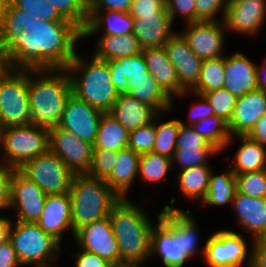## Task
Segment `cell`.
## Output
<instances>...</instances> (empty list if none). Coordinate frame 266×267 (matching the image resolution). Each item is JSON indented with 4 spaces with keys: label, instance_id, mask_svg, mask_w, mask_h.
<instances>
[{
    "label": "cell",
    "instance_id": "6da1fadb",
    "mask_svg": "<svg viewBox=\"0 0 266 267\" xmlns=\"http://www.w3.org/2000/svg\"><path fill=\"white\" fill-rule=\"evenodd\" d=\"M81 38L72 22L37 19L10 2L0 30L11 68L22 70L66 69Z\"/></svg>",
    "mask_w": 266,
    "mask_h": 267
},
{
    "label": "cell",
    "instance_id": "7a4b0ae2",
    "mask_svg": "<svg viewBox=\"0 0 266 267\" xmlns=\"http://www.w3.org/2000/svg\"><path fill=\"white\" fill-rule=\"evenodd\" d=\"M32 73L42 75L34 79ZM71 94L72 84L66 69L28 70L31 123L48 129L58 126Z\"/></svg>",
    "mask_w": 266,
    "mask_h": 267
},
{
    "label": "cell",
    "instance_id": "3957f363",
    "mask_svg": "<svg viewBox=\"0 0 266 267\" xmlns=\"http://www.w3.org/2000/svg\"><path fill=\"white\" fill-rule=\"evenodd\" d=\"M109 218L116 237L121 264H142L150 255L153 223L142 208L121 198L110 210Z\"/></svg>",
    "mask_w": 266,
    "mask_h": 267
},
{
    "label": "cell",
    "instance_id": "277c9868",
    "mask_svg": "<svg viewBox=\"0 0 266 267\" xmlns=\"http://www.w3.org/2000/svg\"><path fill=\"white\" fill-rule=\"evenodd\" d=\"M66 70L71 79L73 95L104 113L112 109L119 91L111 82L108 61L93 56L86 64L76 53Z\"/></svg>",
    "mask_w": 266,
    "mask_h": 267
},
{
    "label": "cell",
    "instance_id": "5b68a950",
    "mask_svg": "<svg viewBox=\"0 0 266 267\" xmlns=\"http://www.w3.org/2000/svg\"><path fill=\"white\" fill-rule=\"evenodd\" d=\"M73 235L81 227L109 216L110 210L121 199L105 179L75 174L69 191Z\"/></svg>",
    "mask_w": 266,
    "mask_h": 267
},
{
    "label": "cell",
    "instance_id": "8992f818",
    "mask_svg": "<svg viewBox=\"0 0 266 267\" xmlns=\"http://www.w3.org/2000/svg\"><path fill=\"white\" fill-rule=\"evenodd\" d=\"M0 143L6 155L0 164L20 169L49 150V129L32 123L7 127L0 132Z\"/></svg>",
    "mask_w": 266,
    "mask_h": 267
},
{
    "label": "cell",
    "instance_id": "52a82bcc",
    "mask_svg": "<svg viewBox=\"0 0 266 267\" xmlns=\"http://www.w3.org/2000/svg\"><path fill=\"white\" fill-rule=\"evenodd\" d=\"M9 240L21 265L51 266L48 261L56 256L60 248V242L35 222L12 223Z\"/></svg>",
    "mask_w": 266,
    "mask_h": 267
},
{
    "label": "cell",
    "instance_id": "ba28073f",
    "mask_svg": "<svg viewBox=\"0 0 266 267\" xmlns=\"http://www.w3.org/2000/svg\"><path fill=\"white\" fill-rule=\"evenodd\" d=\"M0 123L2 129L31 123L28 70L11 69L0 78Z\"/></svg>",
    "mask_w": 266,
    "mask_h": 267
},
{
    "label": "cell",
    "instance_id": "9c48e42d",
    "mask_svg": "<svg viewBox=\"0 0 266 267\" xmlns=\"http://www.w3.org/2000/svg\"><path fill=\"white\" fill-rule=\"evenodd\" d=\"M19 170L38 185L46 195L69 193L75 175L50 150L26 162Z\"/></svg>",
    "mask_w": 266,
    "mask_h": 267
},
{
    "label": "cell",
    "instance_id": "30bf717a",
    "mask_svg": "<svg viewBox=\"0 0 266 267\" xmlns=\"http://www.w3.org/2000/svg\"><path fill=\"white\" fill-rule=\"evenodd\" d=\"M93 145L58 126L49 128V150L74 174L87 173L92 163Z\"/></svg>",
    "mask_w": 266,
    "mask_h": 267
},
{
    "label": "cell",
    "instance_id": "8fae6325",
    "mask_svg": "<svg viewBox=\"0 0 266 267\" xmlns=\"http://www.w3.org/2000/svg\"><path fill=\"white\" fill-rule=\"evenodd\" d=\"M74 237L79 249L98 255L112 266L121 264L119 246L109 216L81 227Z\"/></svg>",
    "mask_w": 266,
    "mask_h": 267
},
{
    "label": "cell",
    "instance_id": "7c38bea8",
    "mask_svg": "<svg viewBox=\"0 0 266 267\" xmlns=\"http://www.w3.org/2000/svg\"><path fill=\"white\" fill-rule=\"evenodd\" d=\"M201 250L210 267H241L248 258L242 235L231 230L215 232Z\"/></svg>",
    "mask_w": 266,
    "mask_h": 267
},
{
    "label": "cell",
    "instance_id": "4fadbf2b",
    "mask_svg": "<svg viewBox=\"0 0 266 267\" xmlns=\"http://www.w3.org/2000/svg\"><path fill=\"white\" fill-rule=\"evenodd\" d=\"M104 112L71 94L66 102L58 127L70 131L85 142L95 143Z\"/></svg>",
    "mask_w": 266,
    "mask_h": 267
},
{
    "label": "cell",
    "instance_id": "5bb4252c",
    "mask_svg": "<svg viewBox=\"0 0 266 267\" xmlns=\"http://www.w3.org/2000/svg\"><path fill=\"white\" fill-rule=\"evenodd\" d=\"M46 194L19 169H14L10 208L17 211L16 221L37 222L42 214Z\"/></svg>",
    "mask_w": 266,
    "mask_h": 267
},
{
    "label": "cell",
    "instance_id": "9a60e30c",
    "mask_svg": "<svg viewBox=\"0 0 266 267\" xmlns=\"http://www.w3.org/2000/svg\"><path fill=\"white\" fill-rule=\"evenodd\" d=\"M164 47L178 74L179 95L188 92L197 84L203 60L194 54L181 33H174Z\"/></svg>",
    "mask_w": 266,
    "mask_h": 267
},
{
    "label": "cell",
    "instance_id": "2e32d148",
    "mask_svg": "<svg viewBox=\"0 0 266 267\" xmlns=\"http://www.w3.org/2000/svg\"><path fill=\"white\" fill-rule=\"evenodd\" d=\"M222 22L221 24L218 21L189 23L187 24L189 29L181 33L198 58L208 60L222 56L224 30L226 29L224 21Z\"/></svg>",
    "mask_w": 266,
    "mask_h": 267
},
{
    "label": "cell",
    "instance_id": "e0dca14e",
    "mask_svg": "<svg viewBox=\"0 0 266 267\" xmlns=\"http://www.w3.org/2000/svg\"><path fill=\"white\" fill-rule=\"evenodd\" d=\"M266 17L265 0H229L223 19L228 31L255 34Z\"/></svg>",
    "mask_w": 266,
    "mask_h": 267
},
{
    "label": "cell",
    "instance_id": "ac0fdd59",
    "mask_svg": "<svg viewBox=\"0 0 266 267\" xmlns=\"http://www.w3.org/2000/svg\"><path fill=\"white\" fill-rule=\"evenodd\" d=\"M161 255L165 267H182L191 257L184 250L183 237L158 216V224L151 229L150 255Z\"/></svg>",
    "mask_w": 266,
    "mask_h": 267
},
{
    "label": "cell",
    "instance_id": "d6986e66",
    "mask_svg": "<svg viewBox=\"0 0 266 267\" xmlns=\"http://www.w3.org/2000/svg\"><path fill=\"white\" fill-rule=\"evenodd\" d=\"M266 113V91L255 90L237 97L230 122L232 136L248 135L260 117Z\"/></svg>",
    "mask_w": 266,
    "mask_h": 267
},
{
    "label": "cell",
    "instance_id": "ffe728a7",
    "mask_svg": "<svg viewBox=\"0 0 266 267\" xmlns=\"http://www.w3.org/2000/svg\"><path fill=\"white\" fill-rule=\"evenodd\" d=\"M224 89L236 97L258 89L257 66L243 53L224 57Z\"/></svg>",
    "mask_w": 266,
    "mask_h": 267
},
{
    "label": "cell",
    "instance_id": "44dd1931",
    "mask_svg": "<svg viewBox=\"0 0 266 267\" xmlns=\"http://www.w3.org/2000/svg\"><path fill=\"white\" fill-rule=\"evenodd\" d=\"M36 223L59 242H61L62 233L66 229L71 228L73 233L69 193L46 195L41 217Z\"/></svg>",
    "mask_w": 266,
    "mask_h": 267
},
{
    "label": "cell",
    "instance_id": "7402d4cb",
    "mask_svg": "<svg viewBox=\"0 0 266 267\" xmlns=\"http://www.w3.org/2000/svg\"><path fill=\"white\" fill-rule=\"evenodd\" d=\"M134 18L133 34L139 41L142 50L158 48L174 34L171 32L170 15L132 16Z\"/></svg>",
    "mask_w": 266,
    "mask_h": 267
},
{
    "label": "cell",
    "instance_id": "603a6c76",
    "mask_svg": "<svg viewBox=\"0 0 266 267\" xmlns=\"http://www.w3.org/2000/svg\"><path fill=\"white\" fill-rule=\"evenodd\" d=\"M232 207L246 231L252 232L254 240L266 234V198H252L237 191Z\"/></svg>",
    "mask_w": 266,
    "mask_h": 267
},
{
    "label": "cell",
    "instance_id": "cb8c5ba5",
    "mask_svg": "<svg viewBox=\"0 0 266 267\" xmlns=\"http://www.w3.org/2000/svg\"><path fill=\"white\" fill-rule=\"evenodd\" d=\"M149 74L155 78L163 90L172 96H184L187 92L179 95V78L174 65L168 58L164 46L142 50Z\"/></svg>",
    "mask_w": 266,
    "mask_h": 267
},
{
    "label": "cell",
    "instance_id": "d4e9b609",
    "mask_svg": "<svg viewBox=\"0 0 266 267\" xmlns=\"http://www.w3.org/2000/svg\"><path fill=\"white\" fill-rule=\"evenodd\" d=\"M108 113L129 132L149 124L158 114L152 107L127 93H119Z\"/></svg>",
    "mask_w": 266,
    "mask_h": 267
},
{
    "label": "cell",
    "instance_id": "484cf974",
    "mask_svg": "<svg viewBox=\"0 0 266 267\" xmlns=\"http://www.w3.org/2000/svg\"><path fill=\"white\" fill-rule=\"evenodd\" d=\"M103 10H88L89 20L83 31V38L95 34L103 27L105 35H126L133 33L134 18L129 12Z\"/></svg>",
    "mask_w": 266,
    "mask_h": 267
},
{
    "label": "cell",
    "instance_id": "4316f807",
    "mask_svg": "<svg viewBox=\"0 0 266 267\" xmlns=\"http://www.w3.org/2000/svg\"><path fill=\"white\" fill-rule=\"evenodd\" d=\"M127 80L129 88L125 93L129 96L149 105L158 114L170 110L173 102L172 98L150 74L147 76L130 77Z\"/></svg>",
    "mask_w": 266,
    "mask_h": 267
},
{
    "label": "cell",
    "instance_id": "83f0119b",
    "mask_svg": "<svg viewBox=\"0 0 266 267\" xmlns=\"http://www.w3.org/2000/svg\"><path fill=\"white\" fill-rule=\"evenodd\" d=\"M117 156L116 163L105 181L120 198H126V192L138 176L140 154L127 147L119 150Z\"/></svg>",
    "mask_w": 266,
    "mask_h": 267
},
{
    "label": "cell",
    "instance_id": "f1b7e54d",
    "mask_svg": "<svg viewBox=\"0 0 266 267\" xmlns=\"http://www.w3.org/2000/svg\"><path fill=\"white\" fill-rule=\"evenodd\" d=\"M190 210L183 212L180 209H174L165 205L160 215L161 218L173 229L180 237H183L184 250L192 258L197 254V228L195 220L189 216Z\"/></svg>",
    "mask_w": 266,
    "mask_h": 267
},
{
    "label": "cell",
    "instance_id": "f546056e",
    "mask_svg": "<svg viewBox=\"0 0 266 267\" xmlns=\"http://www.w3.org/2000/svg\"><path fill=\"white\" fill-rule=\"evenodd\" d=\"M98 47L93 55L103 61L130 57L142 52L139 41L133 33L126 35H101Z\"/></svg>",
    "mask_w": 266,
    "mask_h": 267
},
{
    "label": "cell",
    "instance_id": "4dcf8cb0",
    "mask_svg": "<svg viewBox=\"0 0 266 267\" xmlns=\"http://www.w3.org/2000/svg\"><path fill=\"white\" fill-rule=\"evenodd\" d=\"M241 140L231 169L235 175L266 169V148L248 135L236 136Z\"/></svg>",
    "mask_w": 266,
    "mask_h": 267
},
{
    "label": "cell",
    "instance_id": "1f68e13d",
    "mask_svg": "<svg viewBox=\"0 0 266 267\" xmlns=\"http://www.w3.org/2000/svg\"><path fill=\"white\" fill-rule=\"evenodd\" d=\"M109 62L111 82L119 93H125L129 88L127 78L147 76L149 74L143 53L130 57L112 59Z\"/></svg>",
    "mask_w": 266,
    "mask_h": 267
},
{
    "label": "cell",
    "instance_id": "d6a6232c",
    "mask_svg": "<svg viewBox=\"0 0 266 267\" xmlns=\"http://www.w3.org/2000/svg\"><path fill=\"white\" fill-rule=\"evenodd\" d=\"M129 131L107 113L101 117L94 149L119 151L128 147Z\"/></svg>",
    "mask_w": 266,
    "mask_h": 267
},
{
    "label": "cell",
    "instance_id": "836d02e7",
    "mask_svg": "<svg viewBox=\"0 0 266 267\" xmlns=\"http://www.w3.org/2000/svg\"><path fill=\"white\" fill-rule=\"evenodd\" d=\"M212 170L209 165L195 166L181 170L177 174L179 187L185 197L189 199H201L206 197L209 188Z\"/></svg>",
    "mask_w": 266,
    "mask_h": 267
},
{
    "label": "cell",
    "instance_id": "e575fe53",
    "mask_svg": "<svg viewBox=\"0 0 266 267\" xmlns=\"http://www.w3.org/2000/svg\"><path fill=\"white\" fill-rule=\"evenodd\" d=\"M237 191L236 175L231 168L222 175H214L212 172L208 192L202 203L216 206L232 203Z\"/></svg>",
    "mask_w": 266,
    "mask_h": 267
},
{
    "label": "cell",
    "instance_id": "d590c367",
    "mask_svg": "<svg viewBox=\"0 0 266 267\" xmlns=\"http://www.w3.org/2000/svg\"><path fill=\"white\" fill-rule=\"evenodd\" d=\"M192 128L219 151L230 145L229 143L232 141L228 123L215 115L203 118L196 124H193Z\"/></svg>",
    "mask_w": 266,
    "mask_h": 267
},
{
    "label": "cell",
    "instance_id": "8d00e7d4",
    "mask_svg": "<svg viewBox=\"0 0 266 267\" xmlns=\"http://www.w3.org/2000/svg\"><path fill=\"white\" fill-rule=\"evenodd\" d=\"M224 56L203 60L197 84L191 89L193 94L203 95L224 87Z\"/></svg>",
    "mask_w": 266,
    "mask_h": 267
},
{
    "label": "cell",
    "instance_id": "74e56055",
    "mask_svg": "<svg viewBox=\"0 0 266 267\" xmlns=\"http://www.w3.org/2000/svg\"><path fill=\"white\" fill-rule=\"evenodd\" d=\"M172 159L156 153H144L140 155L138 176L148 182H158L168 173L172 167Z\"/></svg>",
    "mask_w": 266,
    "mask_h": 267
},
{
    "label": "cell",
    "instance_id": "f35d334b",
    "mask_svg": "<svg viewBox=\"0 0 266 267\" xmlns=\"http://www.w3.org/2000/svg\"><path fill=\"white\" fill-rule=\"evenodd\" d=\"M181 120L173 119L159 125L155 124L156 139L154 153L172 159L176 151L177 136Z\"/></svg>",
    "mask_w": 266,
    "mask_h": 267
},
{
    "label": "cell",
    "instance_id": "ab89813d",
    "mask_svg": "<svg viewBox=\"0 0 266 267\" xmlns=\"http://www.w3.org/2000/svg\"><path fill=\"white\" fill-rule=\"evenodd\" d=\"M59 14L73 24L82 32L85 30L89 20L87 0H49Z\"/></svg>",
    "mask_w": 266,
    "mask_h": 267
},
{
    "label": "cell",
    "instance_id": "60d3db41",
    "mask_svg": "<svg viewBox=\"0 0 266 267\" xmlns=\"http://www.w3.org/2000/svg\"><path fill=\"white\" fill-rule=\"evenodd\" d=\"M239 193L252 198H266V169L236 175Z\"/></svg>",
    "mask_w": 266,
    "mask_h": 267
},
{
    "label": "cell",
    "instance_id": "b9f144b4",
    "mask_svg": "<svg viewBox=\"0 0 266 267\" xmlns=\"http://www.w3.org/2000/svg\"><path fill=\"white\" fill-rule=\"evenodd\" d=\"M157 114L153 121L147 125L141 126L136 130L129 132L128 148L138 154L154 153V145L156 139L155 123L158 119ZM155 122V123H154Z\"/></svg>",
    "mask_w": 266,
    "mask_h": 267
},
{
    "label": "cell",
    "instance_id": "7bdbcfd3",
    "mask_svg": "<svg viewBox=\"0 0 266 267\" xmlns=\"http://www.w3.org/2000/svg\"><path fill=\"white\" fill-rule=\"evenodd\" d=\"M10 3L37 19L47 21H68L65 20L49 0H10Z\"/></svg>",
    "mask_w": 266,
    "mask_h": 267
},
{
    "label": "cell",
    "instance_id": "ee69618b",
    "mask_svg": "<svg viewBox=\"0 0 266 267\" xmlns=\"http://www.w3.org/2000/svg\"><path fill=\"white\" fill-rule=\"evenodd\" d=\"M214 110V115L221 117L227 123L230 122L237 97L228 90L222 88L203 94Z\"/></svg>",
    "mask_w": 266,
    "mask_h": 267
},
{
    "label": "cell",
    "instance_id": "f6af8a7d",
    "mask_svg": "<svg viewBox=\"0 0 266 267\" xmlns=\"http://www.w3.org/2000/svg\"><path fill=\"white\" fill-rule=\"evenodd\" d=\"M220 152L217 148H184L176 149L172 162L179 163L180 170L195 166L207 165V157Z\"/></svg>",
    "mask_w": 266,
    "mask_h": 267
},
{
    "label": "cell",
    "instance_id": "bcb514c9",
    "mask_svg": "<svg viewBox=\"0 0 266 267\" xmlns=\"http://www.w3.org/2000/svg\"><path fill=\"white\" fill-rule=\"evenodd\" d=\"M117 157V151L93 149L92 163L86 174L105 179L111 173Z\"/></svg>",
    "mask_w": 266,
    "mask_h": 267
},
{
    "label": "cell",
    "instance_id": "7dc6e473",
    "mask_svg": "<svg viewBox=\"0 0 266 267\" xmlns=\"http://www.w3.org/2000/svg\"><path fill=\"white\" fill-rule=\"evenodd\" d=\"M229 0H196L195 22L197 21H217L215 16L222 10L225 18L226 8Z\"/></svg>",
    "mask_w": 266,
    "mask_h": 267
},
{
    "label": "cell",
    "instance_id": "c3c4849f",
    "mask_svg": "<svg viewBox=\"0 0 266 267\" xmlns=\"http://www.w3.org/2000/svg\"><path fill=\"white\" fill-rule=\"evenodd\" d=\"M184 148H216L208 143L201 135L194 131L192 126L181 121L179 126L176 149Z\"/></svg>",
    "mask_w": 266,
    "mask_h": 267
},
{
    "label": "cell",
    "instance_id": "681fc988",
    "mask_svg": "<svg viewBox=\"0 0 266 267\" xmlns=\"http://www.w3.org/2000/svg\"><path fill=\"white\" fill-rule=\"evenodd\" d=\"M129 14L131 16L169 15L165 0H133Z\"/></svg>",
    "mask_w": 266,
    "mask_h": 267
},
{
    "label": "cell",
    "instance_id": "f907efd6",
    "mask_svg": "<svg viewBox=\"0 0 266 267\" xmlns=\"http://www.w3.org/2000/svg\"><path fill=\"white\" fill-rule=\"evenodd\" d=\"M165 3L172 22L176 13L181 14L188 24L195 22L196 0H165Z\"/></svg>",
    "mask_w": 266,
    "mask_h": 267
},
{
    "label": "cell",
    "instance_id": "816d5d0a",
    "mask_svg": "<svg viewBox=\"0 0 266 267\" xmlns=\"http://www.w3.org/2000/svg\"><path fill=\"white\" fill-rule=\"evenodd\" d=\"M14 168L0 164V209L10 208Z\"/></svg>",
    "mask_w": 266,
    "mask_h": 267
},
{
    "label": "cell",
    "instance_id": "f5cc1de1",
    "mask_svg": "<svg viewBox=\"0 0 266 267\" xmlns=\"http://www.w3.org/2000/svg\"><path fill=\"white\" fill-rule=\"evenodd\" d=\"M133 0H87L88 10L129 12Z\"/></svg>",
    "mask_w": 266,
    "mask_h": 267
},
{
    "label": "cell",
    "instance_id": "db71d44e",
    "mask_svg": "<svg viewBox=\"0 0 266 267\" xmlns=\"http://www.w3.org/2000/svg\"><path fill=\"white\" fill-rule=\"evenodd\" d=\"M199 96L202 103H197V105H194V107L190 111L189 116V126H192L193 124H196L198 121L202 120L206 117H211L214 115V110L211 104L207 101V99L200 94H196Z\"/></svg>",
    "mask_w": 266,
    "mask_h": 267
},
{
    "label": "cell",
    "instance_id": "11a10c76",
    "mask_svg": "<svg viewBox=\"0 0 266 267\" xmlns=\"http://www.w3.org/2000/svg\"><path fill=\"white\" fill-rule=\"evenodd\" d=\"M252 246L247 267H266V244L261 240H252Z\"/></svg>",
    "mask_w": 266,
    "mask_h": 267
},
{
    "label": "cell",
    "instance_id": "9f6ffc18",
    "mask_svg": "<svg viewBox=\"0 0 266 267\" xmlns=\"http://www.w3.org/2000/svg\"><path fill=\"white\" fill-rule=\"evenodd\" d=\"M81 250L78 256H76L77 267H112L110 263H108L105 259L99 257L98 255L87 252L83 249Z\"/></svg>",
    "mask_w": 266,
    "mask_h": 267
},
{
    "label": "cell",
    "instance_id": "6f0895ef",
    "mask_svg": "<svg viewBox=\"0 0 266 267\" xmlns=\"http://www.w3.org/2000/svg\"><path fill=\"white\" fill-rule=\"evenodd\" d=\"M22 266L16 251L13 248L12 242L8 240L0 245V267H17Z\"/></svg>",
    "mask_w": 266,
    "mask_h": 267
},
{
    "label": "cell",
    "instance_id": "680465c9",
    "mask_svg": "<svg viewBox=\"0 0 266 267\" xmlns=\"http://www.w3.org/2000/svg\"><path fill=\"white\" fill-rule=\"evenodd\" d=\"M248 136L266 148V113L256 122Z\"/></svg>",
    "mask_w": 266,
    "mask_h": 267
},
{
    "label": "cell",
    "instance_id": "91938a15",
    "mask_svg": "<svg viewBox=\"0 0 266 267\" xmlns=\"http://www.w3.org/2000/svg\"><path fill=\"white\" fill-rule=\"evenodd\" d=\"M11 69L7 51L0 43V78L4 77Z\"/></svg>",
    "mask_w": 266,
    "mask_h": 267
},
{
    "label": "cell",
    "instance_id": "94428289",
    "mask_svg": "<svg viewBox=\"0 0 266 267\" xmlns=\"http://www.w3.org/2000/svg\"><path fill=\"white\" fill-rule=\"evenodd\" d=\"M11 226L12 221L10 219L0 217V245L9 240Z\"/></svg>",
    "mask_w": 266,
    "mask_h": 267
},
{
    "label": "cell",
    "instance_id": "6125c7cd",
    "mask_svg": "<svg viewBox=\"0 0 266 267\" xmlns=\"http://www.w3.org/2000/svg\"><path fill=\"white\" fill-rule=\"evenodd\" d=\"M265 66V63L263 64V66H261V68L257 66L258 89L262 91H266V77L264 76L266 74Z\"/></svg>",
    "mask_w": 266,
    "mask_h": 267
},
{
    "label": "cell",
    "instance_id": "be15d7a7",
    "mask_svg": "<svg viewBox=\"0 0 266 267\" xmlns=\"http://www.w3.org/2000/svg\"><path fill=\"white\" fill-rule=\"evenodd\" d=\"M10 0H0V30L3 23V17L5 14V11L7 10L8 4Z\"/></svg>",
    "mask_w": 266,
    "mask_h": 267
},
{
    "label": "cell",
    "instance_id": "e7e4bbea",
    "mask_svg": "<svg viewBox=\"0 0 266 267\" xmlns=\"http://www.w3.org/2000/svg\"><path fill=\"white\" fill-rule=\"evenodd\" d=\"M141 264H129V263H123V264H119V265H115L112 267H140Z\"/></svg>",
    "mask_w": 266,
    "mask_h": 267
},
{
    "label": "cell",
    "instance_id": "03108f58",
    "mask_svg": "<svg viewBox=\"0 0 266 267\" xmlns=\"http://www.w3.org/2000/svg\"><path fill=\"white\" fill-rule=\"evenodd\" d=\"M261 241L266 244V234L261 238Z\"/></svg>",
    "mask_w": 266,
    "mask_h": 267
}]
</instances>
